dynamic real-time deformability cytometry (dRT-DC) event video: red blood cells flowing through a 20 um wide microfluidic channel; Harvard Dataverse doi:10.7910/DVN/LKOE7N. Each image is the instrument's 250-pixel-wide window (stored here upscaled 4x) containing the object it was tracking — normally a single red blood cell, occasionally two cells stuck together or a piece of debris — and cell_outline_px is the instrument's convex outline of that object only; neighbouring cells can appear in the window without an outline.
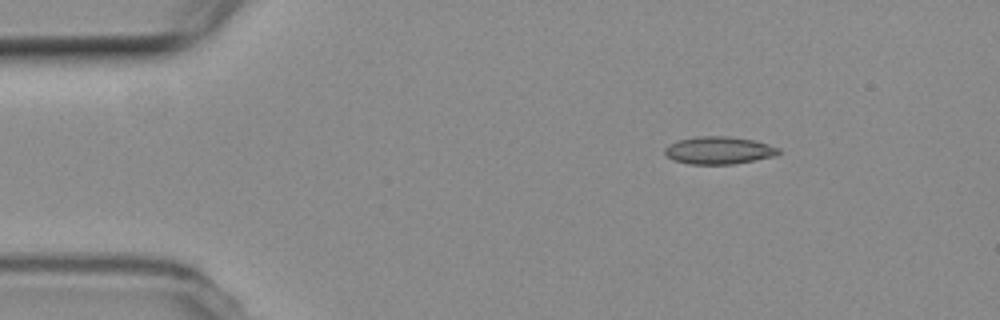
{"species": "common noctule bat (a hibernating species)", "species_latin": "Nyctalus noctula", "temperature_condition": "room temperature", "stored_images_in_passage": 9, "camera_frame_rate_fps": 3000, "um_per_image_px": 0.085, "animal": {"sex": "female", "body_mass_g": 19.3, "forearm_length_mm": 54.1}, "frame": {"image": 1, "passage_image": 1, "time_ms": 0.0, "image_size_px": [1000, 320], "cell_outline_px": [[780, 152], [776, 156], [736, 164], [688, 164], [672, 160], [664, 152], [664, 148], [668, 144], [680, 140], [696, 136], [728, 136], [752, 140], [768, 144], [780, 148]], "centroid_in_image_um": [61.1, 12.79], "position_along_channel_um": 23.9, "area_um2": 18.38}}
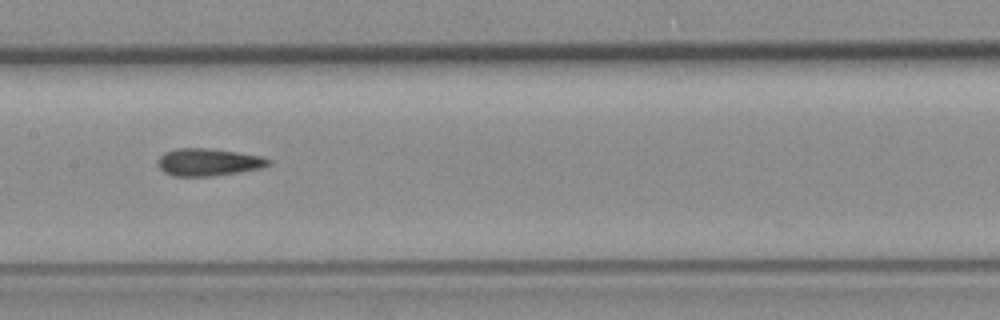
{"frame": {"image": 2, "passage_image": 6, "time_ms": 6.667, "image_size_px": [1000, 320], "cell_outline_px": [[272, 160], [264, 168], [240, 172], [212, 176], [172, 176], [164, 172], [156, 164], [156, 160], [164, 152], [176, 148], [212, 148], [260, 156]], "centroid_in_image_um": [17.67, 13.78], "position_along_channel_um": 189.7, "area_um2": 17.86}}
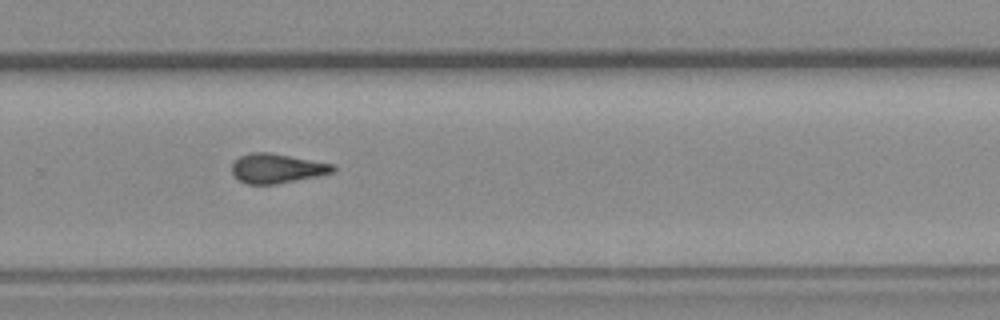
{"frame": {"image": 3, "passage_image": 9, "time_ms": 10.0, "image_size_px": [1000, 320], "cell_outline_px": [[336, 168], [332, 172], [316, 176], [276, 184], [248, 184], [240, 180], [232, 172], [232, 164], [240, 156], [252, 152], [268, 152], [336, 164]], "centroid_in_image_um": [23.55, 14.3], "position_along_channel_um": 306.2, "area_um2": 17.17}}